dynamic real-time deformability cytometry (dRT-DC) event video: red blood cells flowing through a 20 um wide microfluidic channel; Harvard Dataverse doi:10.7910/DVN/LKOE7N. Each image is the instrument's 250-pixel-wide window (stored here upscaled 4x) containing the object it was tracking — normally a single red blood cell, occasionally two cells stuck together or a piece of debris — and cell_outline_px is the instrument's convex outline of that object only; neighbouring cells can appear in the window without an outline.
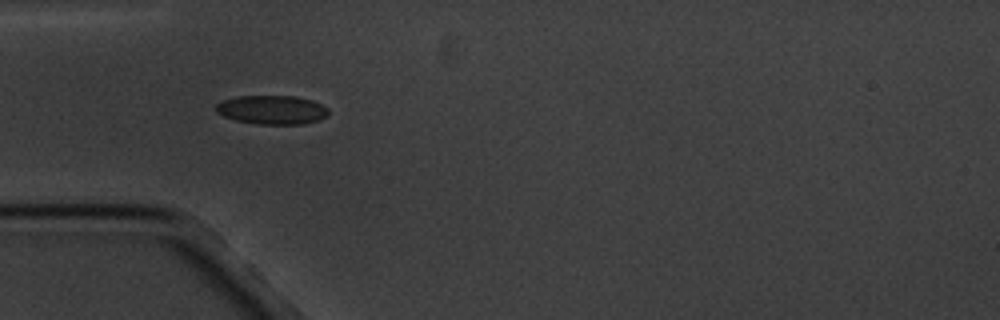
{"species": "common noctule bat (a hibernating species)", "species_latin": "Nyctalus noctula", "temperature_condition": "cold", "stored_images_in_passage": 5, "camera_frame_rate_fps": 3000, "um_per_image_px": 0.085, "animal": {"sex": "male", "body_mass_g": 20.1, "forearm_length_mm": 53.5}, "frame": {"image": 1, "passage_image": 4, "time_ms": 3.667, "image_size_px": [1000, 320], "cell_outline_px": [[328, 112], [320, 120], [304, 124], [256, 124], [236, 120], [224, 116], [216, 112], [216, 104], [224, 100], [236, 96], [296, 96], [312, 100], [328, 108]], "centroid_in_image_um": [23.11, 9.33], "position_along_channel_um": 61.9, "area_um2": 18.9}}
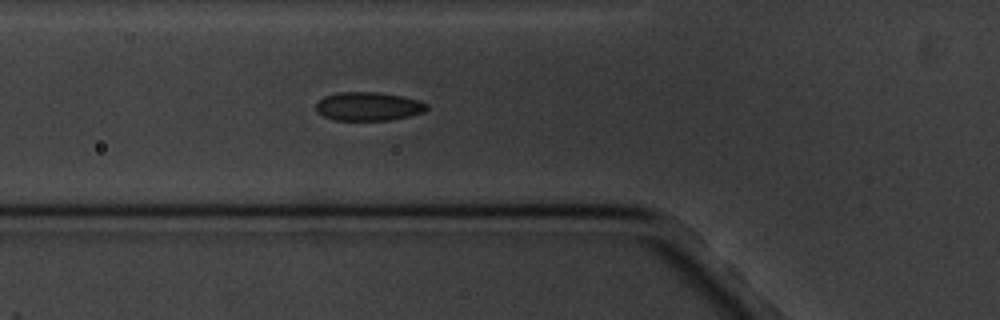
{"frame": {"image": 2, "passage_image": 5, "time_ms": 4.667, "image_size_px": [1000, 320], "cell_outline_px": [[428, 108], [424, 112], [408, 116], [388, 120], [332, 120], [316, 112], [316, 104], [324, 96], [336, 92], [376, 92], [404, 96], [420, 100], [428, 104]], "centroid_in_image_um": [31.31, 9.03], "position_along_channel_um": 94.5, "area_um2": 18.61}}